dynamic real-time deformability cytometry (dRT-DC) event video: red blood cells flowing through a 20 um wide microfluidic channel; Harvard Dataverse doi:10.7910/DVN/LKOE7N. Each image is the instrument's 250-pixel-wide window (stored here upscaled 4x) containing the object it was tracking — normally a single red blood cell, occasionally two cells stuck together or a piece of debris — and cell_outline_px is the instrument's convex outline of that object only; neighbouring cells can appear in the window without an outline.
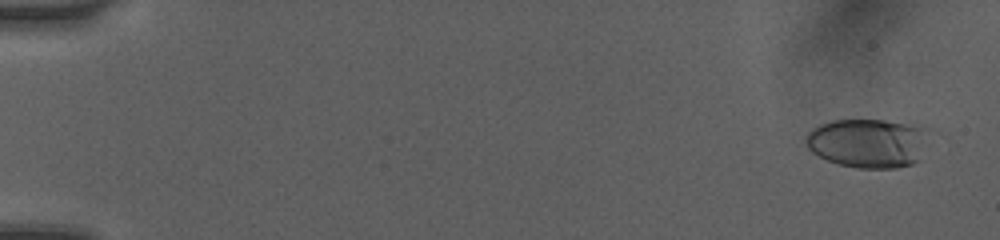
{"species": "human", "species_latin": "Homo sapiens", "temperature_condition": "room temperature", "stored_images_in_passage": 9, "camera_frame_rate_fps": 3000, "um_per_image_px": 0.085, "donor": {"sex": "female"}, "frame": {"image": 1, "passage_image": 1, "time_ms": 0.0, "image_size_px": [1000, 240], "cell_outline_px": [[928, 128], [920, 160], [912, 164], [896, 168], [856, 168], [840, 164], [828, 160], [812, 152], [808, 148], [804, 140], [808, 132], [812, 128], [820, 124], [832, 120], [916, 120], [924, 124]], "centroid_in_image_um": [73.85, 12.11], "position_along_channel_um": 11.2, "area_um2": 36.13}}
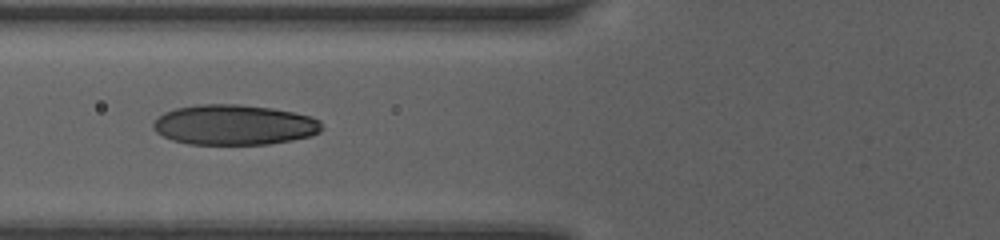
{"frame": {"image": 2, "passage_image": 8, "time_ms": 6.333, "image_size_px": [1000, 240], "cell_outline_px": [[324, 128], [320, 132], [312, 136], [292, 140], [268, 144], [188, 144], [172, 140], [156, 132], [152, 128], [152, 124], [164, 112], [176, 108], [196, 104], [240, 104], [272, 108], [312, 116], [320, 120]], "centroid_in_image_um": [19.93, 10.61], "position_along_channel_um": 105.9, "area_um2": 39.77}}